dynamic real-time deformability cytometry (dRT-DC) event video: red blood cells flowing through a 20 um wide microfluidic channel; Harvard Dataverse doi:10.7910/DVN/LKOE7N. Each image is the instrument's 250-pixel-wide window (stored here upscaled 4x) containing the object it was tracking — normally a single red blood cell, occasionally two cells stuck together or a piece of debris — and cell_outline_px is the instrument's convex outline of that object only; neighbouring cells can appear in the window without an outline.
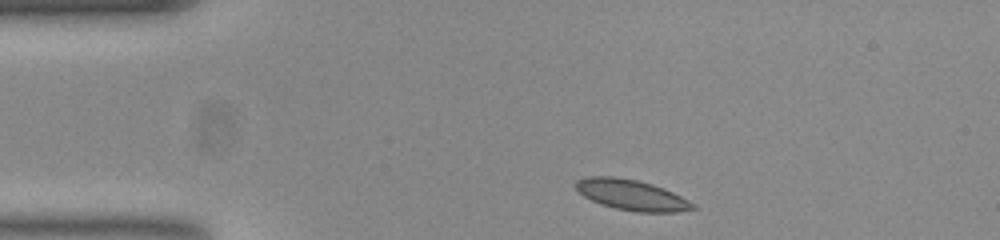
{"species": "common noctule bat (a hibernating species)", "species_latin": "Nyctalus noctula", "temperature_condition": "room temperature", "stored_images_in_passage": 46, "segment_of_instrument_passage": [1, 2], "camera_frame_rate_fps": 3000, "um_per_image_px": 0.085, "animal": {"sex": "female", "body_mass_g": 23.0, "forearm_length_mm": 53.4}, "frame": {"image": 1, "passage_image": 1, "time_ms": 0.0, "image_size_px": [1000, 240], "cell_outline_px": [[696, 208], [676, 212], [640, 212], [616, 208], [600, 204], [584, 196], [576, 188], [576, 180], [588, 176], [612, 176], [636, 180], [652, 184], [672, 192], [688, 200]], "centroid_in_image_um": [53.65, 16.56], "position_along_channel_um": 31.3, "area_um2": 20.46}}
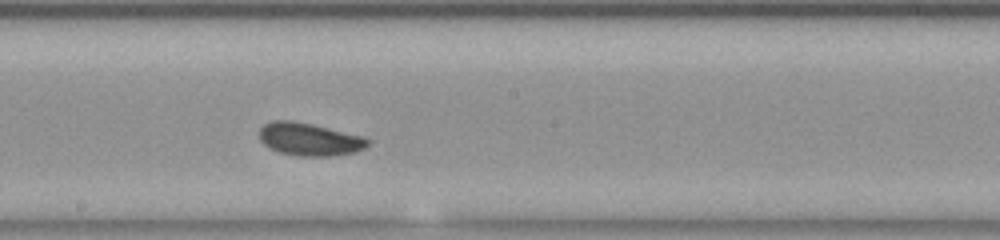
{"frame": {"image": 2, "passage_image": 20, "time_ms": 6.333, "image_size_px": [1000, 240], "cell_outline_px": [[368, 144], [364, 148], [356, 152], [332, 156], [296, 156], [280, 152], [268, 148], [260, 140], [260, 128], [264, 124], [272, 120], [292, 120], [312, 124], [360, 136], [368, 140]], "centroid_in_image_um": [26.24, 11.84], "position_along_channel_um": 222.0, "area_um2": 20.58}}
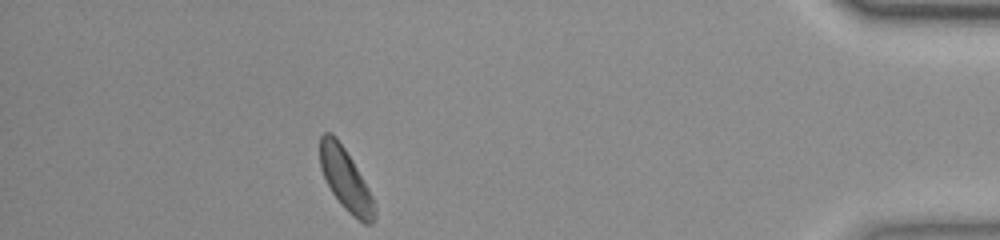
{"frame": {"image": 3, "passage_image": 39, "time_ms": 12.667, "image_size_px": [1000, 240], "cell_outline_px": [[376, 220], [372, 224], [364, 224], [352, 216], [344, 208], [332, 192], [320, 168], [320, 136], [324, 132], [332, 132], [336, 136], [352, 160], [372, 196], [376, 212]], "centroid_in_image_um": [29.38, 15.28], "position_along_channel_um": 405.8, "area_um2": 19.54}}